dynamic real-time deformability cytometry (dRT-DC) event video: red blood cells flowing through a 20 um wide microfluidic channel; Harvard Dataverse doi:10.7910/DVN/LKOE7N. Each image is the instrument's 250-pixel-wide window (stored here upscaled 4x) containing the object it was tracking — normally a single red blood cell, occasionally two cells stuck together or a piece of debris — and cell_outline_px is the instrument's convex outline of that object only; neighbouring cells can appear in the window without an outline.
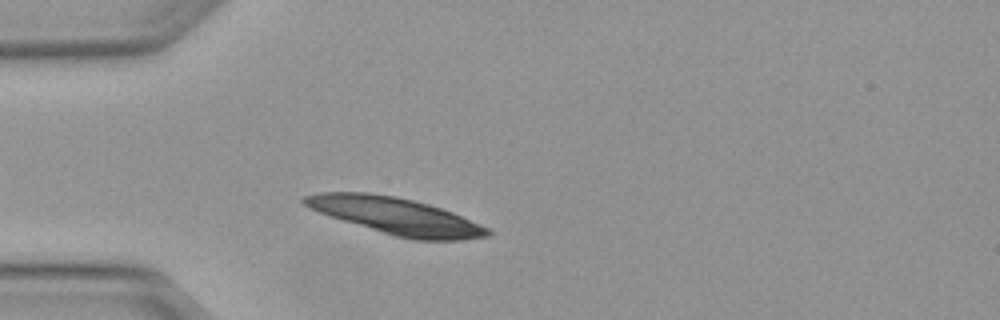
{"species": "Egyptian fruit bat (a non-hibernating species)", "species_latin": "Rousettus aegyptiacus", "temperature_condition": "warm", "stored_images_in_passage": 3, "camera_frame_rate_fps": 3000, "um_per_image_px": 0.085, "animal": {"sex": "female"}, "frame": {"image": 1, "passage_image": 3, "time_ms": 0.667, "image_size_px": [1000, 320], "cell_outline_px": [[492, 232], [488, 236], [464, 240], [412, 240], [396, 236], [328, 216], [308, 208], [300, 200], [304, 196], [320, 192], [364, 192], [392, 196], [412, 200], [428, 204], [452, 212], [480, 224], [488, 228]], "centroid_in_image_um": [33.63, 18.36], "position_along_channel_um": 51.4, "area_um2": 38.9}}